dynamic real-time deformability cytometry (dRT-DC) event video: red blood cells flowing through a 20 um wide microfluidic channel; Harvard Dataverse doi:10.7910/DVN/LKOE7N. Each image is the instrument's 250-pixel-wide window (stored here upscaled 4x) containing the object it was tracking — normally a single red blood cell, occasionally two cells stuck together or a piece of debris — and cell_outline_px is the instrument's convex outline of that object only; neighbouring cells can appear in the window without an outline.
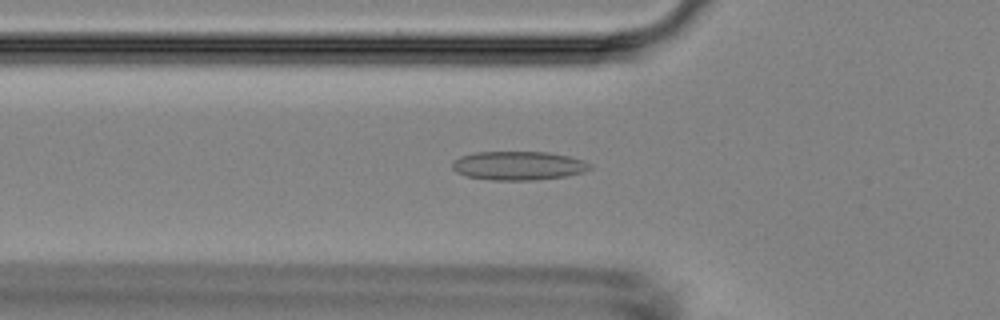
{"species": "Egyptian fruit bat (a non-hibernating species)", "species_latin": "Rousettus aegyptiacus", "temperature_condition": "room temperature", "stored_images_in_passage": 56, "camera_frame_rate_fps": 3000, "um_per_image_px": 0.085, "animal": {"sex": "female"}, "frame": {"image": 1, "passage_image": 19, "time_ms": 6.0, "image_size_px": [1000, 320], "cell_outline_px": [[592, 168], [584, 172], [564, 176], [536, 180], [492, 180], [468, 176], [456, 172], [452, 168], [452, 160], [460, 156], [476, 152], [548, 152], [568, 156], [584, 160], [592, 164]], "centroid_in_image_um": [44.07, 14.08], "position_along_channel_um": 81.7, "area_um2": 23.18}}
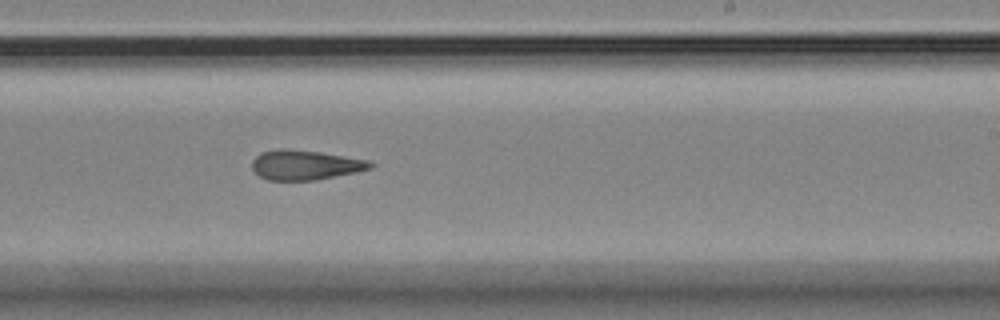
{"frame": {"image": 2, "passage_image": 34, "time_ms": 11.0, "image_size_px": [1000, 320], "cell_outline_px": [[376, 164], [372, 168], [356, 172], [316, 180], [268, 180], [260, 176], [252, 168], [252, 160], [260, 152], [280, 148], [284, 148], [320, 152], [368, 160]], "centroid_in_image_um": [25.94, 14.02], "position_along_channel_um": 263.1, "area_um2": 20.52}}
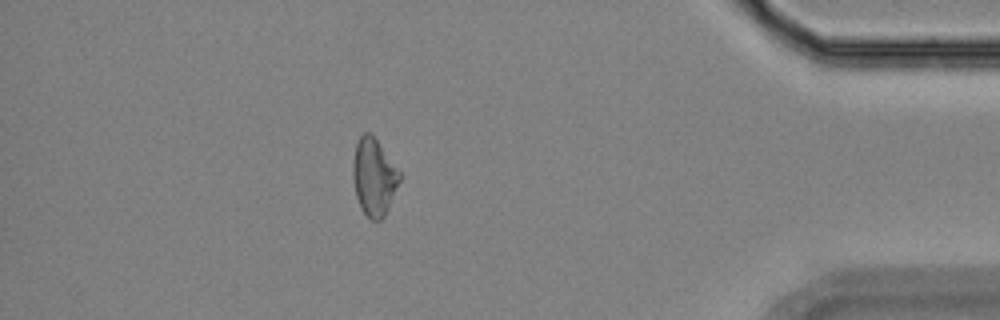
{"frame": {"image": 3, "passage_image": 49, "time_ms": 16.0, "image_size_px": [1000, 320], "cell_outline_px": [[400, 180], [384, 216], [380, 220], [372, 220], [360, 208], [356, 196], [352, 176], [352, 164], [356, 144], [360, 136], [364, 132], [368, 132], [376, 140], [400, 172]], "centroid_in_image_um": [31.75, 15.05], "position_along_channel_um": 403.4, "area_um2": 20.58}, "authors_computed_cell_mechanics": {"area_um2": 21.675, "velocity_mm_per_s": 3.6104, "shape_relaxation_time_tau1_ms": null, "shape_relaxation_time_tau2_ms": 4.6502, "deformation_change_tau1": null, "deformation_change_tau2": 0.1438}}